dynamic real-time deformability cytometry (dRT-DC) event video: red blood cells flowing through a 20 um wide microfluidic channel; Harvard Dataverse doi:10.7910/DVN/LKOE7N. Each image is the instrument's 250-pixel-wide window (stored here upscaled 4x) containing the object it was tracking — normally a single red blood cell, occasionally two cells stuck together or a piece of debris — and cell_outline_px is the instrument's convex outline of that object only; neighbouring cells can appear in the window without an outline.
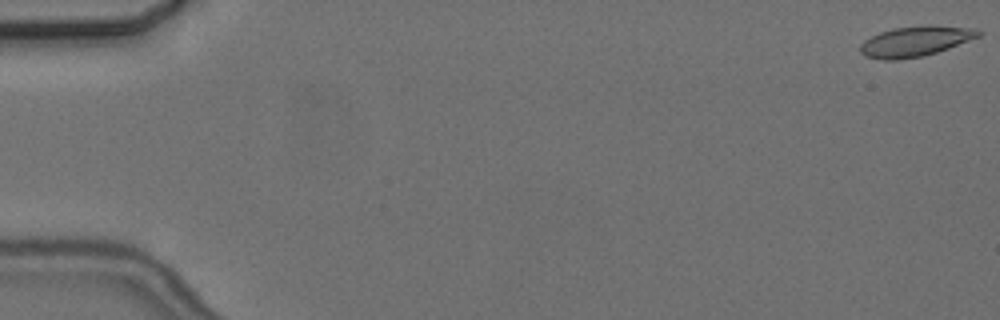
{"species": "common noctule bat (a hibernating species)", "species_latin": "Nyctalus noctula", "temperature_condition": "cold", "stored_images_in_passage": 4, "camera_frame_rate_fps": 3000, "um_per_image_px": 0.085, "animal": {"sex": "female", "body_mass_g": 24.6, "forearm_length_mm": 56.2}, "frame": {"image": 1, "passage_image": 1, "time_ms": 0.0, "image_size_px": [1000, 320], "cell_outline_px": [[984, 32], [980, 36], [948, 48], [936, 52], [920, 56], [896, 60], [884, 60], [864, 56], [860, 52], [860, 44], [864, 40], [880, 32], [892, 28], [928, 24], [932, 24], [976, 28]], "centroid_in_image_um": [77.82, 3.48], "position_along_channel_um": 7.2, "area_um2": 21.04}}